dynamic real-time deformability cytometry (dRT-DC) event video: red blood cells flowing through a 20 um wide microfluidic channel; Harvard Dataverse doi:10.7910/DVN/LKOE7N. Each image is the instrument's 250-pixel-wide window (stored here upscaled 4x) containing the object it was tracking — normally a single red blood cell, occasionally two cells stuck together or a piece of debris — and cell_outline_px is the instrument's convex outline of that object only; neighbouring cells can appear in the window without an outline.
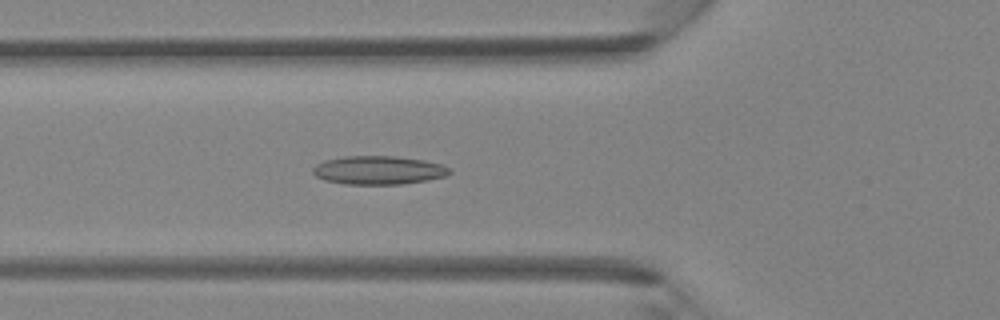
{"species": "Egyptian fruit bat (a non-hibernating species)", "species_latin": "Rousettus aegyptiacus", "temperature_condition": "room temperature", "stored_images_in_passage": 34, "camera_frame_rate_fps": 3000, "um_per_image_px": 0.085, "animal": {"sex": "female"}, "frame": {"image": 1, "passage_image": 6, "time_ms": 1.667, "image_size_px": [1000, 320], "cell_outline_px": [[452, 172], [444, 176], [404, 184], [344, 184], [324, 180], [316, 176], [312, 172], [312, 168], [316, 164], [324, 160], [344, 156], [396, 156], [424, 160], [440, 164], [452, 168]], "centroid_in_image_um": [32.15, 14.46], "position_along_channel_um": 93.7, "area_um2": 22.77}}
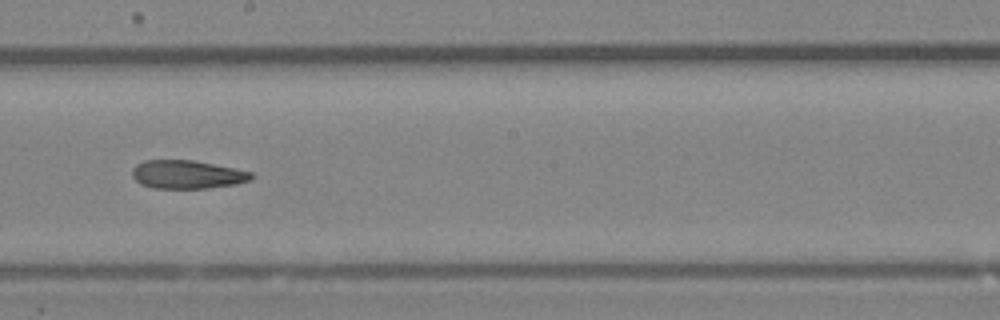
{"frame": {"image": 2, "passage_image": 15, "time_ms": 4.667, "image_size_px": [1000, 320], "cell_outline_px": [[256, 176], [252, 180], [236, 184], [208, 188], [152, 188], [140, 184], [132, 176], [132, 168], [136, 164], [144, 160], [192, 160], [236, 168], [252, 172]], "centroid_in_image_um": [15.93, 14.83], "position_along_channel_um": 232.3, "area_um2": 19.94}}
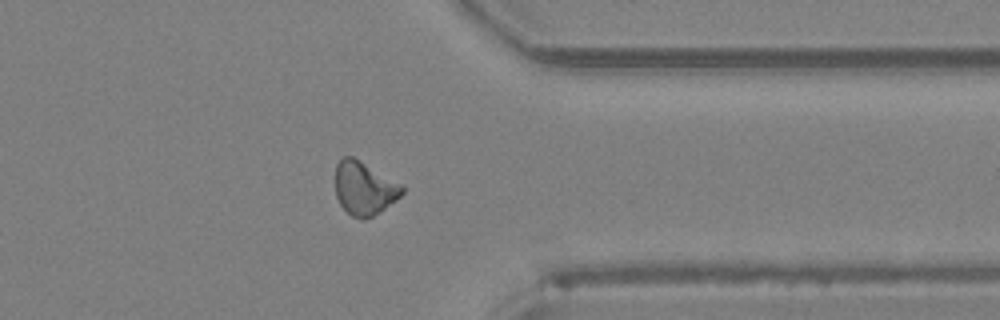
{"frame": {"image": 3, "passage_image": 25, "time_ms": 8.0, "image_size_px": [1000, 320], "cell_outline_px": [[404, 192], [396, 200], [372, 216], [364, 220], [360, 220], [352, 216], [340, 204], [336, 196], [336, 164], [344, 156], [352, 156], [404, 184]], "centroid_in_image_um": [30.98, 15.99], "position_along_channel_um": 380.4, "area_um2": 20.81}}